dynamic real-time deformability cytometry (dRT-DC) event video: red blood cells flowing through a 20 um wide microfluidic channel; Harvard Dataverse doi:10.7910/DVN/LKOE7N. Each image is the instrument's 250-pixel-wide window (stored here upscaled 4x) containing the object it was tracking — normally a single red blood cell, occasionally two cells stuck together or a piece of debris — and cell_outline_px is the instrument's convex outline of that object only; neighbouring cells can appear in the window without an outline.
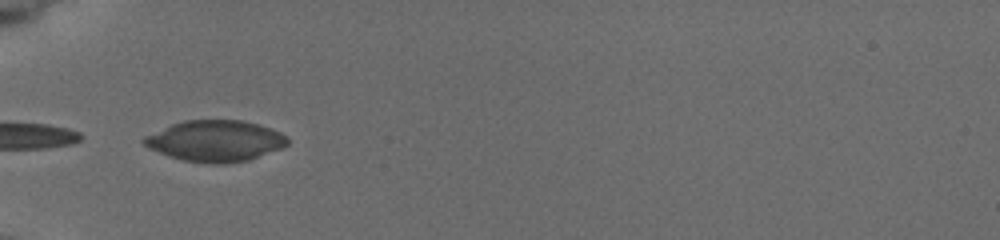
{"species": "common noctule bat (a hibernating species)", "species_latin": "Nyctalus noctula", "temperature_condition": "cold", "stored_images_in_passage": 8, "camera_frame_rate_fps": 3000, "um_per_image_px": 0.085, "animal": {"sex": "female", "body_mass_g": 19.5, "forearm_length_mm": 54.1}, "frame": {"image": 1, "passage_image": 8, "time_ms": 6.0, "image_size_px": [1000, 240], "cell_outline_px": [[288, 144], [280, 148], [248, 160], [224, 164], [208, 164], [184, 160], [168, 156], [148, 148], [140, 140], [144, 136], [172, 124], [184, 120], [240, 120], [256, 124], [280, 132], [288, 136]], "centroid_in_image_um": [18.26, 11.98], "position_along_channel_um": 66.7, "area_um2": 34.28}}